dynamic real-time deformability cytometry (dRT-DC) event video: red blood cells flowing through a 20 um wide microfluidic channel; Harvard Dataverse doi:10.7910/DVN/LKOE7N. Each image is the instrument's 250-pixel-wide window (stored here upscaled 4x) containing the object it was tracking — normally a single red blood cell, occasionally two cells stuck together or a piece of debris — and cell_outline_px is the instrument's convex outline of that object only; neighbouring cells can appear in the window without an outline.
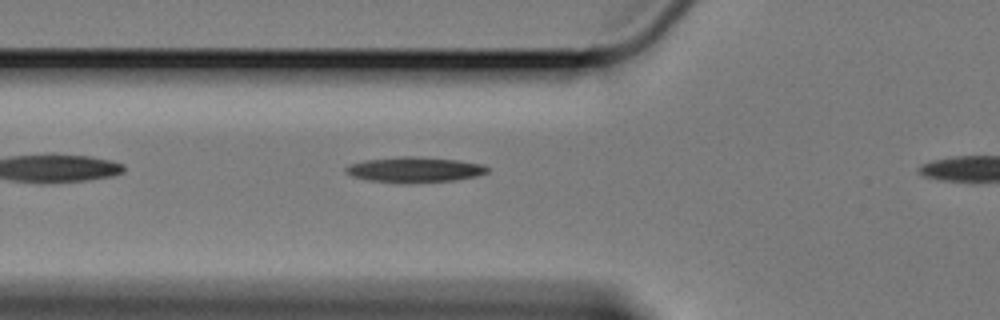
{"species": "Egyptian fruit bat (a non-hibernating species)", "species_latin": "Rousettus aegyptiacus", "temperature_condition": "cold", "stored_images_in_passage": 34, "camera_frame_rate_fps": 3000, "um_per_image_px": 0.085, "animal": {"sex": "female"}, "frame": {"image": 1, "passage_image": 3, "time_ms": 0.667, "image_size_px": [1000, 320], "cell_outline_px": [[488, 172], [476, 176], [456, 180], [368, 180], [352, 176], [344, 168], [352, 164], [368, 160], [404, 156], [416, 156], [456, 160], [484, 164], [488, 168]], "centroid_in_image_um": [35.32, 14.37], "position_along_channel_um": 90.5, "area_um2": 19.59}}
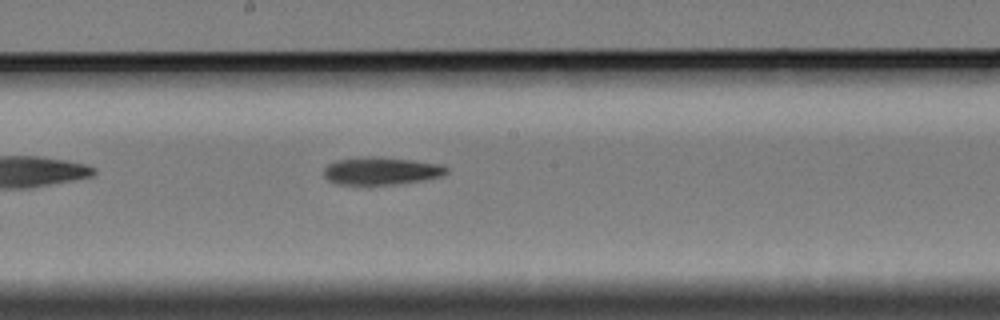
{"frame": {"image": 2, "passage_image": 14, "time_ms": 4.333, "image_size_px": [1000, 320], "cell_outline_px": [[448, 172], [440, 176], [420, 180], [392, 184], [340, 184], [328, 180], [324, 176], [324, 168], [328, 164], [336, 160], [364, 156], [372, 156], [408, 160], [440, 164], [448, 168]], "centroid_in_image_um": [32.35, 14.51], "position_along_channel_um": 215.8, "area_um2": 19.36}}
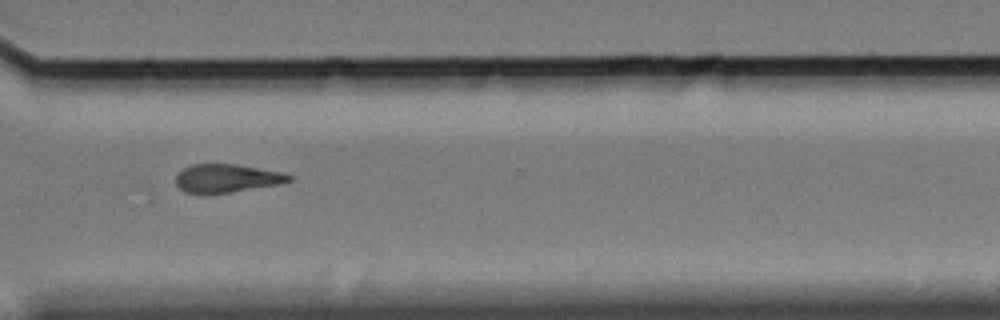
{"frame": {"image": 3, "passage_image": 26, "time_ms": 8.333, "image_size_px": [1000, 320], "cell_outline_px": [[292, 180], [276, 184], [228, 192], [184, 192], [176, 184], [176, 176], [184, 168], [192, 164], [236, 164], [280, 172], [292, 176]], "centroid_in_image_um": [19.25, 15.13], "position_along_channel_um": 351.4, "area_um2": 17.98}}